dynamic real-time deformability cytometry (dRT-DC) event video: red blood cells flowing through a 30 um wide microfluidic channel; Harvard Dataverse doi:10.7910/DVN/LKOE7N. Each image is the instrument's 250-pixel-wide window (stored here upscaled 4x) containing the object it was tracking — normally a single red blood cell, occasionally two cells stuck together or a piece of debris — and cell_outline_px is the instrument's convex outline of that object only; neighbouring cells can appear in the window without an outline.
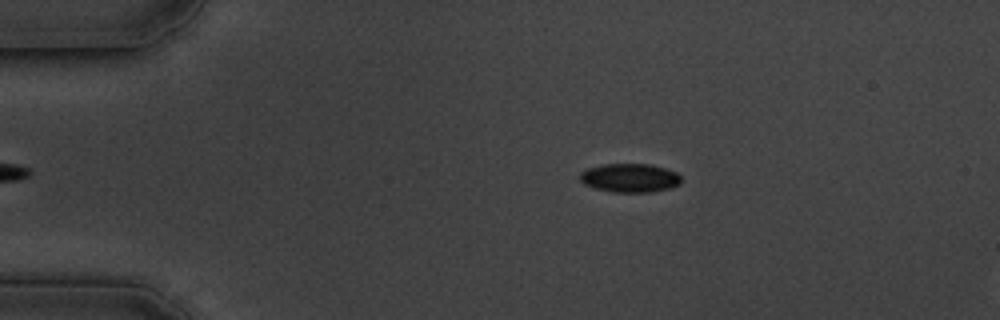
{"species": "common noctule bat (a hibernating species)", "species_latin": "Nyctalus noctula", "temperature_condition": "cold", "stored_images_in_passage": 44, "camera_frame_rate_fps": 3000, "um_per_image_px": 0.085, "animal": {"sex": "male", "body_mass_g": 19.5, "forearm_length_mm": 54.6}, "frame": {"image": 1, "passage_image": 5, "time_ms": 1.333, "image_size_px": [1000, 320], "cell_outline_px": [[680, 184], [672, 188], [652, 192], [612, 192], [596, 188], [584, 184], [580, 180], [580, 172], [588, 168], [604, 164], [648, 164], [664, 168], [676, 172], [680, 176]], "centroid_in_image_um": [53.54, 15.13], "position_along_channel_um": 31.5, "area_um2": 16.94}}
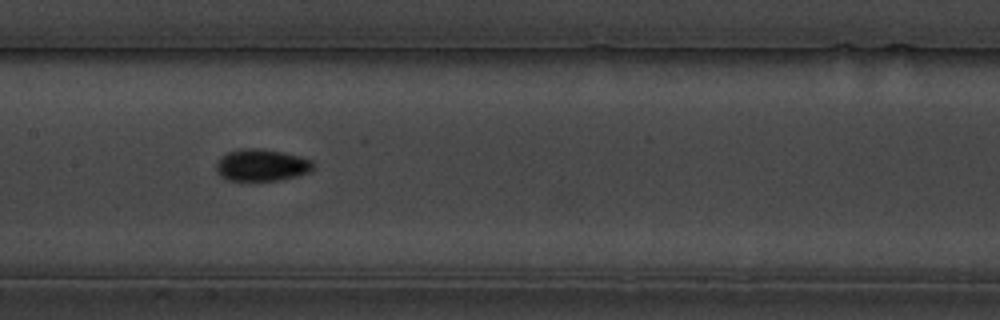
{"frame": {"image": 2, "passage_image": 23, "time_ms": 7.333, "image_size_px": [1000, 320], "cell_outline_px": [[316, 164], [312, 172], [280, 180], [228, 180], [220, 176], [216, 172], [216, 164], [220, 156], [228, 152], [240, 148], [260, 148], [284, 152], [300, 156], [312, 160]], "centroid_in_image_um": [22.26, 14.02], "position_along_channel_um": 185.1, "area_um2": 18.38}}
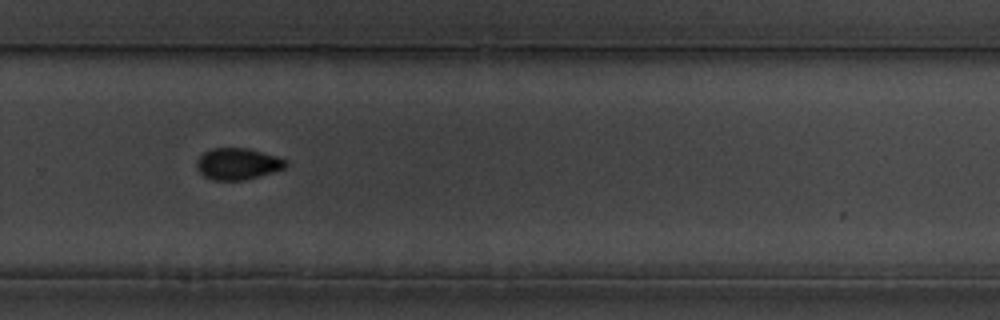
{"frame": {"image": 3, "passage_image": 34, "time_ms": 11.0, "image_size_px": [1000, 320], "cell_outline_px": [[288, 164], [284, 168], [260, 176], [244, 180], [212, 180], [204, 176], [196, 168], [196, 160], [204, 152], [212, 148], [248, 148], [276, 156], [288, 160]], "centroid_in_image_um": [20.19, 13.92], "position_along_channel_um": 309.6, "area_um2": 16.42}, "authors_computed_cell_mechanics": {"area_um2": 16.9643, "velocity_mm_per_s": 3.407, "shape_relaxation_time_tau1_ms": 3.7328, "shape_relaxation_time_tau2_ms": null, "deformation_change_tau1": 0.0894, "deformation_change_tau2": null}}